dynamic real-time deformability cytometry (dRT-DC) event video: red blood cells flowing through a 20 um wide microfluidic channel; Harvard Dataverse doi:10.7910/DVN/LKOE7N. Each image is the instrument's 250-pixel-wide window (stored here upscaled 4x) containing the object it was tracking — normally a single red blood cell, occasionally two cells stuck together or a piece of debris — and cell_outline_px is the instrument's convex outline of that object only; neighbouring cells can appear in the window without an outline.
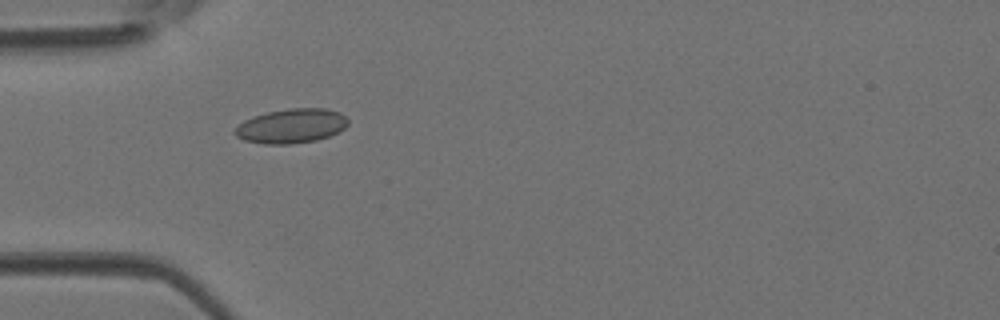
{"species": "Egyptian fruit bat (a non-hibernating species)", "species_latin": "Rousettus aegyptiacus", "temperature_condition": "room temperature", "stored_images_in_passage": 33, "camera_frame_rate_fps": 3000, "um_per_image_px": 0.085, "animal": {"sex": "female"}, "frame": {"image": 1, "passage_image": 2, "time_ms": 0.333, "image_size_px": [1000, 320], "cell_outline_px": [[348, 124], [344, 128], [328, 136], [316, 140], [292, 144], [264, 144], [244, 140], [236, 136], [232, 132], [244, 120], [252, 116], [268, 112], [288, 108], [324, 108], [340, 112], [348, 120]], "centroid_in_image_um": [24.74, 10.7], "position_along_channel_um": 60.3, "area_um2": 22.66}}
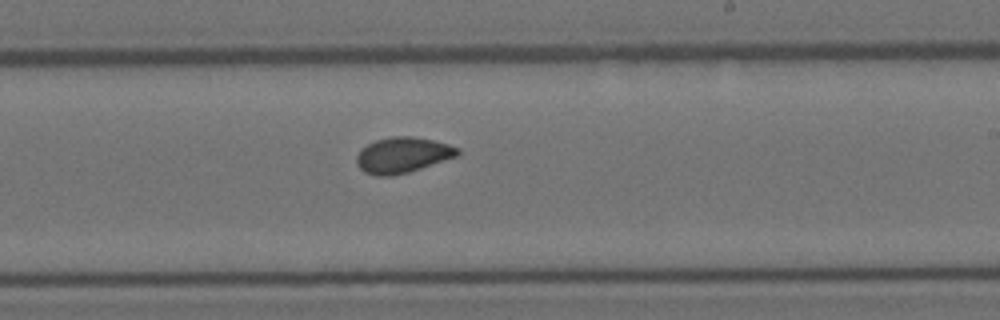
{"frame": {"image": 2, "passage_image": 15, "time_ms": 4.667, "image_size_px": [1000, 320], "cell_outline_px": [[460, 152], [456, 156], [408, 172], [392, 176], [376, 176], [364, 172], [356, 164], [356, 156], [360, 148], [376, 140], [392, 136], [412, 136], [432, 140], [448, 144], [460, 148]], "centroid_in_image_um": [34.18, 13.18], "position_along_channel_um": 254.8, "area_um2": 20.92}}
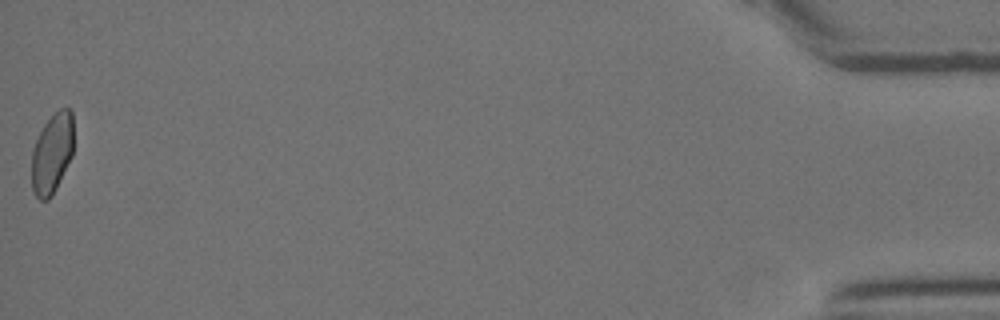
{"frame": {"image": 3, "passage_image": 33, "time_ms": 10.667, "image_size_px": [1000, 320], "cell_outline_px": [[72, 156], [52, 196], [48, 200], [40, 200], [36, 196], [32, 188], [32, 148], [44, 124], [60, 108], [68, 108], [72, 112]], "centroid_in_image_um": [4.41, 13.06], "position_along_channel_um": 430.8, "area_um2": 19.36}}